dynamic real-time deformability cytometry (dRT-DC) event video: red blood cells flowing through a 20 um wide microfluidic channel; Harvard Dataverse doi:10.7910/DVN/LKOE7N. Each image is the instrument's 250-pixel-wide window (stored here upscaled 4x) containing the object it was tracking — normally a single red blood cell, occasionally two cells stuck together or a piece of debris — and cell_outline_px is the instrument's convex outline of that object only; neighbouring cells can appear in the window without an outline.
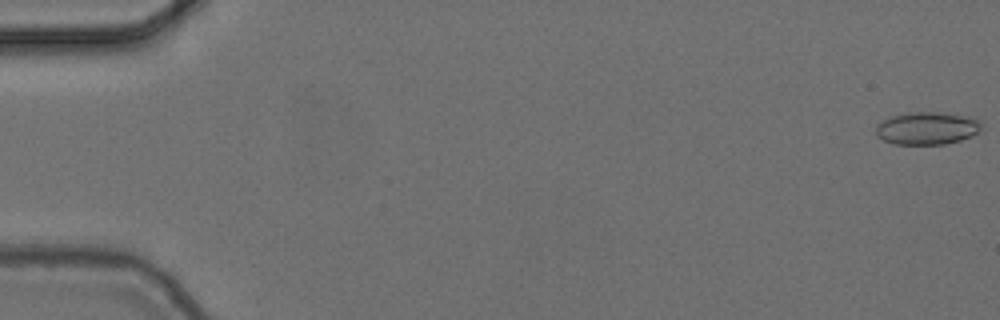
{"species": "common noctule bat (a hibernating species)", "species_latin": "Nyctalus noctula", "temperature_condition": "cold", "stored_images_in_passage": 56, "camera_frame_rate_fps": 3000, "um_per_image_px": 0.085, "animal": {"sex": "female", "body_mass_g": 24.6, "forearm_length_mm": 56.2}, "frame": {"image": 1, "passage_image": 1, "time_ms": 0.0, "image_size_px": [1000, 320], "cell_outline_px": [[984, 128], [980, 132], [972, 136], [960, 140], [944, 144], [892, 144], [876, 136], [876, 124], [888, 116], [912, 112], [940, 112], [976, 116], [980, 120]], "centroid_in_image_um": [78.85, 10.88], "position_along_channel_um": 6.1, "area_um2": 20.69}}
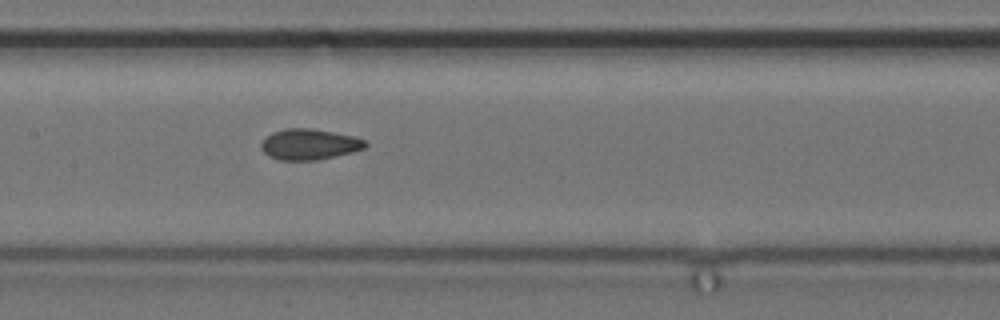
{"frame": {"image": 2, "passage_image": 28, "time_ms": 9.0, "image_size_px": [1000, 320], "cell_outline_px": [[368, 144], [364, 148], [352, 152], [316, 160], [280, 160], [268, 156], [260, 148], [260, 144], [264, 136], [272, 132], [288, 128], [312, 128], [352, 136], [364, 140]], "centroid_in_image_um": [26.23, 12.26], "position_along_channel_um": 181.2, "area_um2": 18.67}}
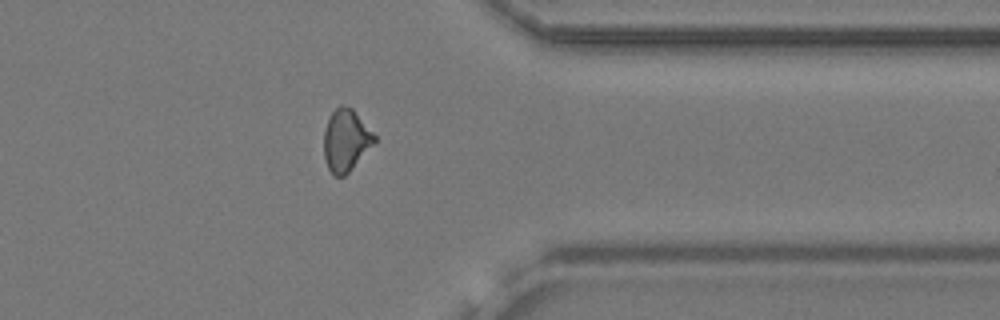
{"frame": {"image": 3, "passage_image": 45, "time_ms": 14.667, "image_size_px": [1000, 320], "cell_outline_px": [[376, 140], [348, 172], [344, 176], [336, 176], [328, 168], [324, 156], [324, 128], [332, 112], [340, 104], [344, 104], [352, 108], [376, 136]], "centroid_in_image_um": [29.38, 11.89], "position_along_channel_um": 382.0, "area_um2": 17.92}, "authors_computed_cell_mechanics": {"area_um2": 18.2359, "velocity_mm_per_s": 3.7101, "shape_relaxation_time_tau1_ms": null, "shape_relaxation_time_tau2_ms": 3.3175, "deformation_change_tau1": null, "deformation_change_tau2": 0.1011}}